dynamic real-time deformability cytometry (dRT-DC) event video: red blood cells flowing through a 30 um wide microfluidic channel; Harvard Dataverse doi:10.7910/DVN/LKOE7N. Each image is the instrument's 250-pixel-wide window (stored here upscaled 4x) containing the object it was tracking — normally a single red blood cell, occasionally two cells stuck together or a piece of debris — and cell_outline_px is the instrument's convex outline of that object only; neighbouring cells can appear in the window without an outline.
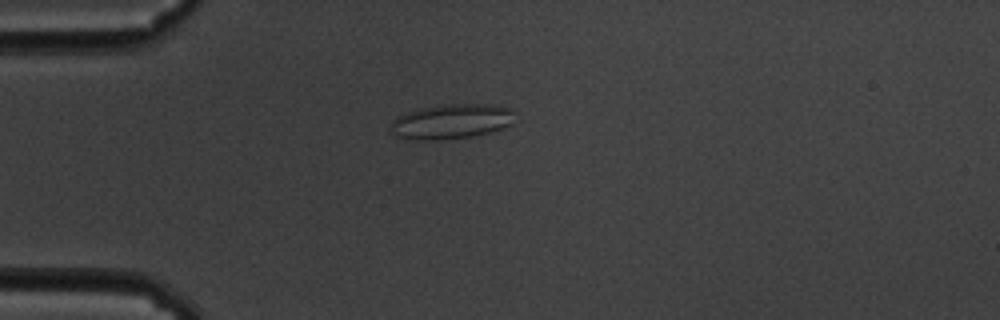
{"species": "common noctule bat (a hibernating species)", "species_latin": "Nyctalus noctula", "temperature_condition": "cold", "stored_images_in_passage": 60, "camera_frame_rate_fps": 3000, "um_per_image_px": 0.085, "animal": {"sex": "male", "body_mass_g": 19.5, "forearm_length_mm": 54.6}, "frame": {"image": 1, "passage_image": 16, "time_ms": 5.0, "image_size_px": [1000, 320], "cell_outline_px": [[512, 124], [488, 132], [472, 136], [436, 140], [416, 140], [396, 136], [388, 132], [388, 128], [392, 120], [396, 116], [408, 112], [424, 108], [452, 104], [496, 104], [512, 108]], "centroid_in_image_um": [38.31, 10.33], "position_along_channel_um": 46.7, "area_um2": 25.14}}
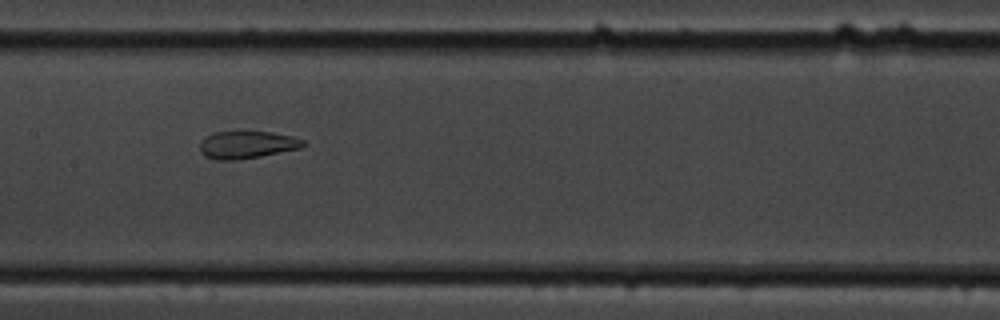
{"frame": {"image": 2, "passage_image": 30, "time_ms": 9.667, "image_size_px": [1000, 320], "cell_outline_px": [[308, 144], [300, 148], [260, 156], [236, 160], [216, 160], [204, 156], [200, 152], [200, 140], [204, 136], [212, 132], [240, 128], [272, 132], [292, 136], [304, 140]], "centroid_in_image_um": [20.94, 12.24], "position_along_channel_um": 186.5, "area_um2": 17.51}}
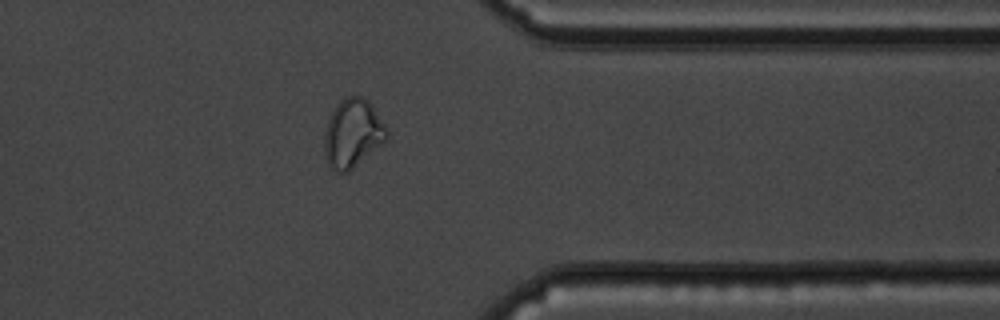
{"frame": {"image": 3, "passage_image": 48, "time_ms": 15.667, "image_size_px": [1000, 320], "cell_outline_px": [[388, 140], [348, 172], [336, 172], [328, 168], [324, 148], [324, 132], [328, 120], [336, 104], [340, 100], [348, 96], [360, 96], [368, 100], [372, 104], [384, 124], [388, 132]], "centroid_in_image_um": [29.97, 11.35], "position_along_channel_um": 381.4, "area_um2": 25.14}, "authors_computed_cell_mechanics": {"area_um2": 24.6517, "velocity_mm_per_s": 3.3829, "shape_relaxation_time_tau1_ms": null, "shape_relaxation_time_tau2_ms": 1.6138, "deformation_change_tau1": null, "deformation_change_tau2": 0.073}}